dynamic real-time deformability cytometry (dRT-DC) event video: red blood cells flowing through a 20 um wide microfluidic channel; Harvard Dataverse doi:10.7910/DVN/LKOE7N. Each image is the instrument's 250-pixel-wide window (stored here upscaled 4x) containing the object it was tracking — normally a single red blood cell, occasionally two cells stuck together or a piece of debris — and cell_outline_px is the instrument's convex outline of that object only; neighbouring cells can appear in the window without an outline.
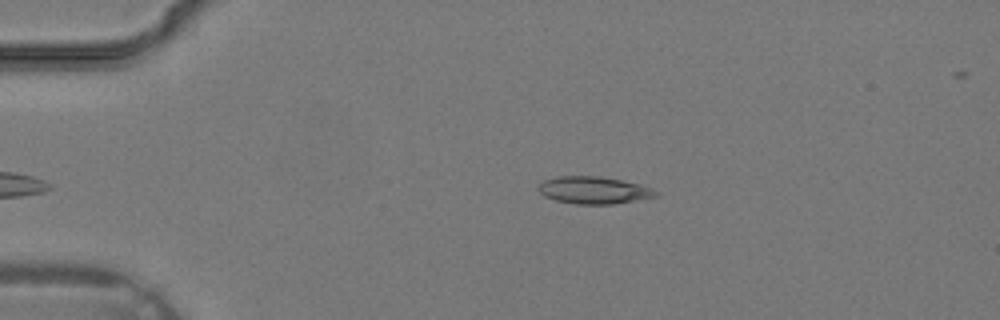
{"species": "common noctule bat (a hibernating species)", "species_latin": "Nyctalus noctula", "temperature_condition": "warm", "stored_images_in_passage": 25, "camera_frame_rate_fps": 3000, "um_per_image_px": 0.085, "animal": {"sex": "male", "body_mass_g": 19.2, "forearm_length_mm": 51.8}, "frame": {"image": 1, "passage_image": 1, "time_ms": 0.0, "image_size_px": [1000, 320], "cell_outline_px": [[660, 196], [616, 204], [576, 204], [556, 200], [544, 196], [536, 188], [544, 180], [556, 176], [600, 176], [640, 184], [652, 188], [660, 192]], "centroid_in_image_um": [50.51, 16.17], "position_along_channel_um": 34.5, "area_um2": 18.84}}
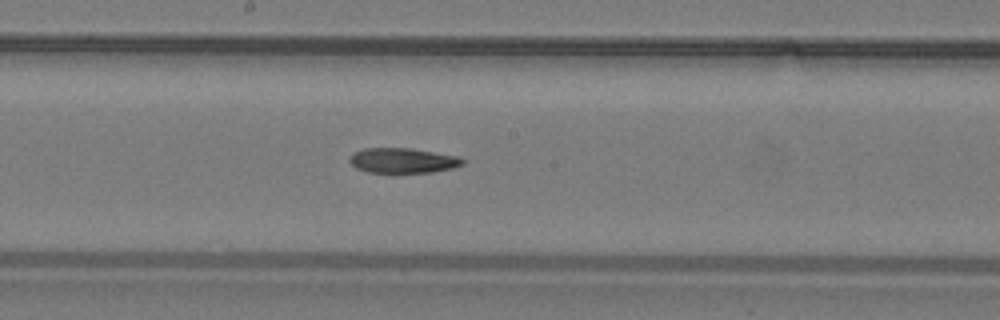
{"frame": {"image": 2, "passage_image": 13, "time_ms": 4.0, "image_size_px": [1000, 320], "cell_outline_px": [[464, 164], [452, 168], [432, 172], [368, 172], [356, 168], [348, 160], [352, 152], [364, 148], [412, 148], [460, 156], [464, 160]], "centroid_in_image_um": [34.24, 13.63], "position_along_channel_um": 214.0, "area_um2": 16.59}}
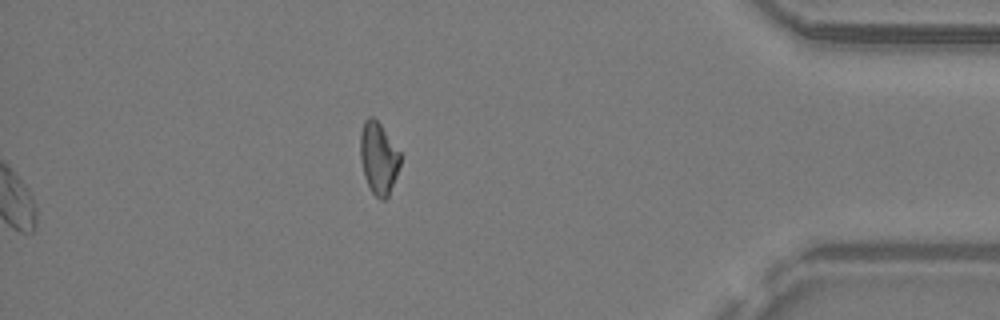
{"frame": {"image": 3, "passage_image": 25, "time_ms": 8.0, "image_size_px": [1000, 320], "cell_outline_px": [[400, 164], [396, 176], [388, 196], [384, 200], [380, 200], [372, 192], [364, 176], [360, 160], [360, 132], [364, 120], [368, 116], [372, 116], [380, 124], [400, 152]], "centroid_in_image_um": [32.15, 13.43], "position_along_channel_um": 403.0, "area_um2": 16.7}}